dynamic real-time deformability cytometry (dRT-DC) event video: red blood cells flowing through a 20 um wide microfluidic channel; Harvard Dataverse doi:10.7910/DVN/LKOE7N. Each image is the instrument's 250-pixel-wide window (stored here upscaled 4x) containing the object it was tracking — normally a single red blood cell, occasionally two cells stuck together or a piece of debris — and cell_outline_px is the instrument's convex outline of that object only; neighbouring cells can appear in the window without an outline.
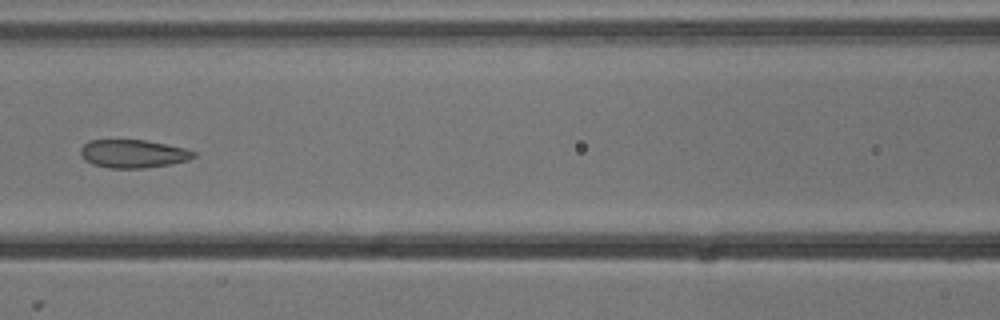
{"species": "common noctule bat (a hibernating species)", "species_latin": "Nyctalus noctula", "temperature_condition": "cold", "stored_images_in_passage": 7, "camera_frame_rate_fps": 3000, "um_per_image_px": 0.085, "animal": {"sex": "male", "body_mass_g": 13.3}, "frame": {"image": 1, "passage_image": 6, "time_ms": 1.667, "image_size_px": [1000, 320], "cell_outline_px": [[196, 156], [188, 160], [168, 164], [144, 168], [108, 168], [92, 164], [84, 160], [80, 156], [80, 148], [88, 140], [144, 140], [184, 148], [196, 152]], "centroid_in_image_um": [11.26, 13.07], "position_along_channel_um": 155.3, "area_um2": 18.55}}
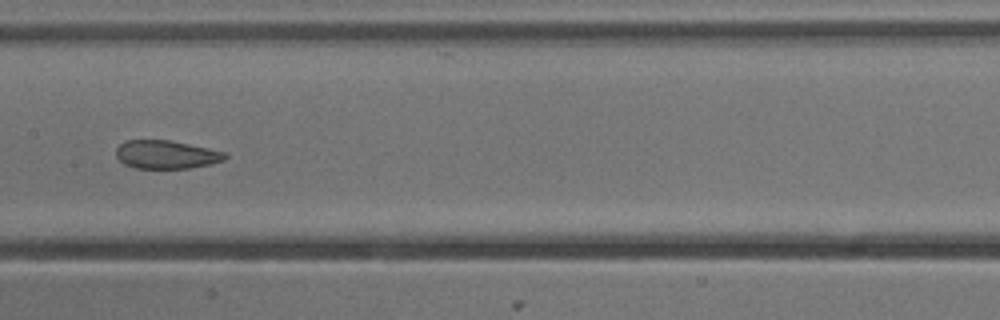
{"frame": {"image": 2, "passage_image": 7, "time_ms": 2.0, "image_size_px": [1000, 320], "cell_outline_px": [[228, 156], [224, 160], [212, 164], [188, 168], [136, 168], [124, 164], [116, 156], [116, 148], [124, 140], [168, 140], [228, 152]], "centroid_in_image_um": [14.15, 13.13], "position_along_channel_um": 193.3, "area_um2": 18.03}}